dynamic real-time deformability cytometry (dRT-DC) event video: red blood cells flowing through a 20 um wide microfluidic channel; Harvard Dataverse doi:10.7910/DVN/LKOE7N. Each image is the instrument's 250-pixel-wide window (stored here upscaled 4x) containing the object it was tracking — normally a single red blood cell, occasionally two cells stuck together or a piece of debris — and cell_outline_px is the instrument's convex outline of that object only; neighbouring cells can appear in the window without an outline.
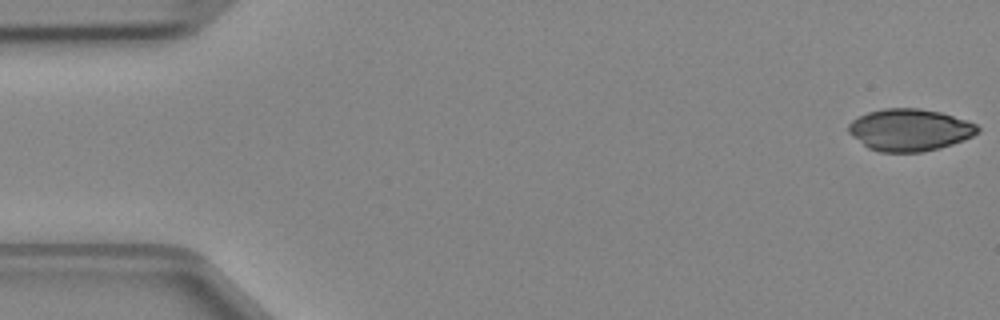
{"species": "Egyptian fruit bat (a non-hibernating species)", "species_latin": "Rousettus aegyptiacus", "temperature_condition": "cold", "stored_images_in_passage": 47, "camera_frame_rate_fps": 3000, "um_per_image_px": 0.085, "animal": {"sex": "female"}, "frame": {"image": 1, "passage_image": 1, "time_ms": 0.0, "image_size_px": [1000, 320], "cell_outline_px": [[980, 132], [964, 140], [940, 148], [924, 152], [880, 152], [868, 148], [852, 136], [848, 132], [848, 124], [852, 120], [868, 112], [884, 108], [920, 108], [940, 112], [968, 120], [976, 124], [980, 128]], "centroid_in_image_um": [77.34, 11.04], "position_along_channel_um": 7.7, "area_um2": 31.85}}
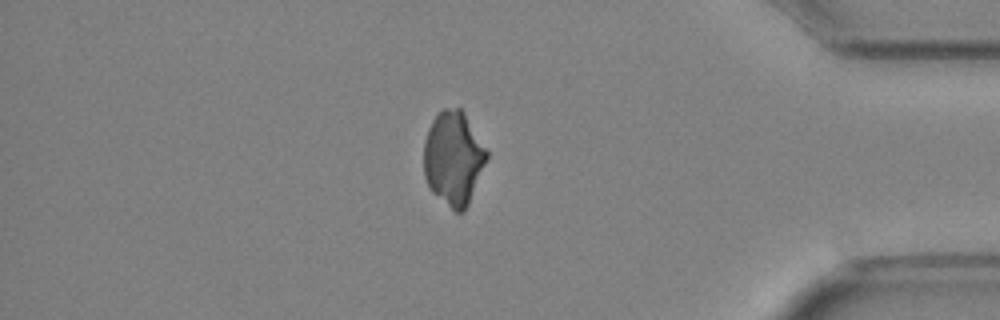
{"frame": {"image": 2, "passage_image": 40, "time_ms": 13.0, "image_size_px": [1000, 320], "cell_outline_px": [[488, 156], [468, 204], [464, 212], [456, 212], [432, 192], [428, 188], [424, 176], [424, 144], [428, 128], [432, 120], [444, 108], [460, 108], [464, 112], [488, 152]], "centroid_in_image_um": [38.52, 13.45], "position_along_channel_um": 396.7, "area_um2": 34.1}}
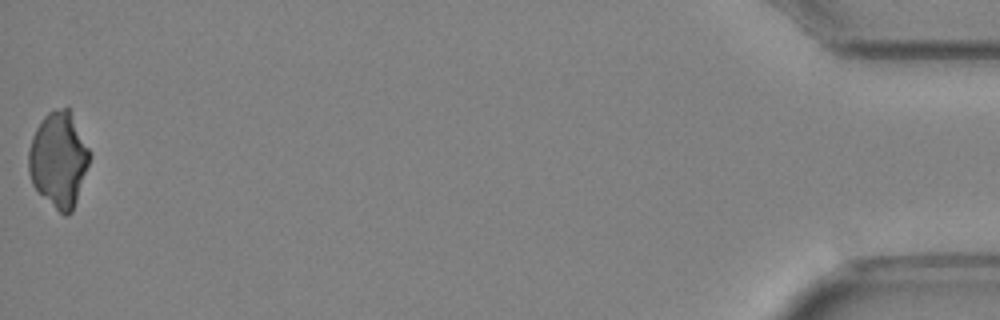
{"frame": {"image": 3, "passage_image": 47, "time_ms": 15.333, "image_size_px": [1000, 320], "cell_outline_px": [[92, 156], [72, 212], [68, 216], [64, 216], [32, 184], [28, 172], [28, 148], [32, 136], [36, 128], [44, 116], [48, 112], [64, 108], [68, 108]], "centroid_in_image_um": [4.97, 13.58], "position_along_channel_um": 430.2, "area_um2": 33.41}}